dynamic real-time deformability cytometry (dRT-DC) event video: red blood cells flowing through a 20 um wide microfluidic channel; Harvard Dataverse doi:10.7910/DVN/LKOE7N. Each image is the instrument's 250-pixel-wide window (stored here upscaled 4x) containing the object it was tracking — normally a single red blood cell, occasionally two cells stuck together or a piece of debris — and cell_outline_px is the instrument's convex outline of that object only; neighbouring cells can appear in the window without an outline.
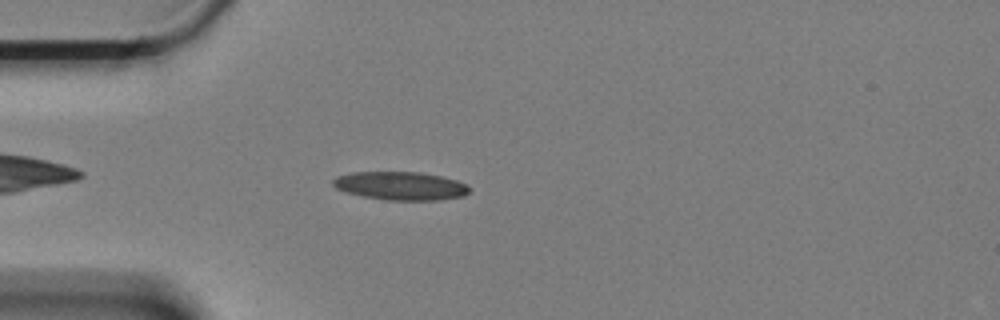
{"species": "Egyptian fruit bat (a non-hibernating species)", "species_latin": "Rousettus aegyptiacus", "temperature_condition": "cold", "stored_images_in_passage": 44, "camera_frame_rate_fps": 3000, "um_per_image_px": 0.085, "animal": {"sex": "female"}, "frame": {"image": 1, "passage_image": 7, "time_ms": 2.0, "image_size_px": [1000, 320], "cell_outline_px": [[468, 192], [464, 196], [436, 200], [384, 200], [364, 196], [348, 192], [336, 188], [332, 184], [332, 180], [336, 176], [352, 172], [420, 172], [440, 176], [456, 180], [468, 184]], "centroid_in_image_um": [34.04, 15.79], "position_along_channel_um": 51.0, "area_um2": 22.43}}
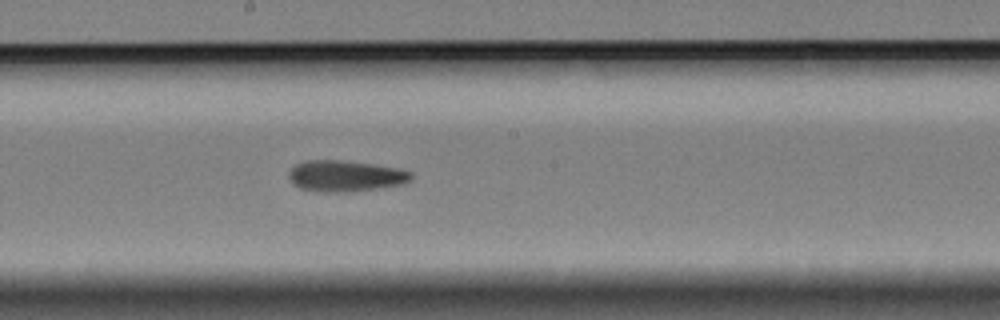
{"frame": {"image": 2, "passage_image": 23, "time_ms": 7.333, "image_size_px": [1000, 320], "cell_outline_px": [[412, 176], [404, 184], [352, 192], [324, 192], [300, 188], [292, 184], [288, 176], [288, 172], [296, 164], [304, 160], [340, 160], [376, 164], [400, 168], [412, 172]], "centroid_in_image_um": [29.35, 14.95], "position_along_channel_um": 218.8, "area_um2": 22.43}}
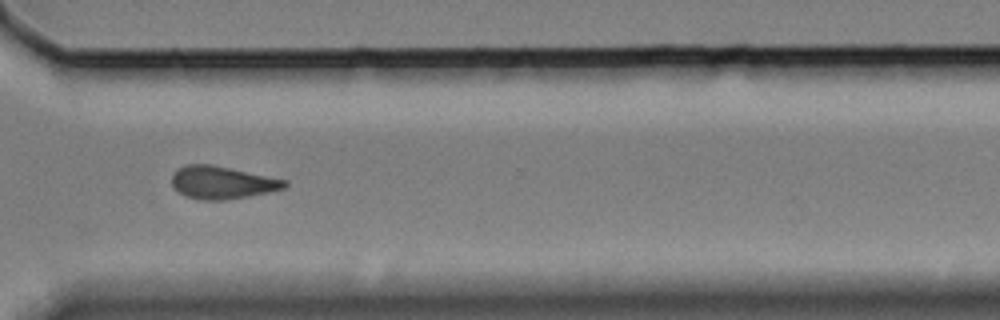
{"frame": {"image": 3, "passage_image": 35, "time_ms": 11.333, "image_size_px": [1000, 320], "cell_outline_px": [[288, 184], [284, 188], [268, 192], [224, 200], [200, 200], [188, 196], [180, 192], [172, 184], [172, 172], [176, 168], [184, 164], [212, 164], [288, 180]], "centroid_in_image_um": [18.86, 15.49], "position_along_channel_um": 351.7, "area_um2": 21.44}, "authors_computed_cell_mechanics": {"area_um2": 21.4438, "velocity_mm_per_s": 3.33, "shape_relaxation_time_tau1_ms": null, "shape_relaxation_time_tau2_ms": 10.5782, "deformation_change_tau1": null, "deformation_change_tau2": 0.205}}